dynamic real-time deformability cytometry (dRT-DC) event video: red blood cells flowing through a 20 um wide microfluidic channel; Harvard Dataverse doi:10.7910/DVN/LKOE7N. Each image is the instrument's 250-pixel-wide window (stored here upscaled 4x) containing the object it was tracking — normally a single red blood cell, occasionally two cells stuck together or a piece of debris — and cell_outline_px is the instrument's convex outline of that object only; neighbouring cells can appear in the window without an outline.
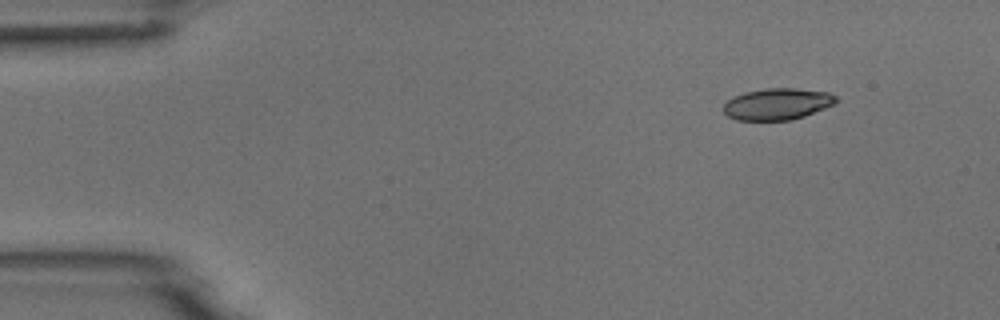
{"species": "common noctule bat (a hibernating species)", "species_latin": "Nyctalus noctula", "temperature_condition": "room temperature", "stored_images_in_passage": 9, "camera_frame_rate_fps": 3000, "um_per_image_px": 0.085, "animal": {"sex": "male", "body_mass_g": 18.8}, "frame": {"image": 1, "passage_image": 2, "time_ms": 1.333, "image_size_px": [1000, 320], "cell_outline_px": [[840, 100], [836, 104], [804, 116], [792, 120], [736, 120], [728, 116], [724, 112], [724, 104], [732, 96], [744, 92], [764, 88], [796, 88], [828, 92], [836, 96]], "centroid_in_image_um": [66.1, 8.83], "position_along_channel_um": 18.9, "area_um2": 20.92}}
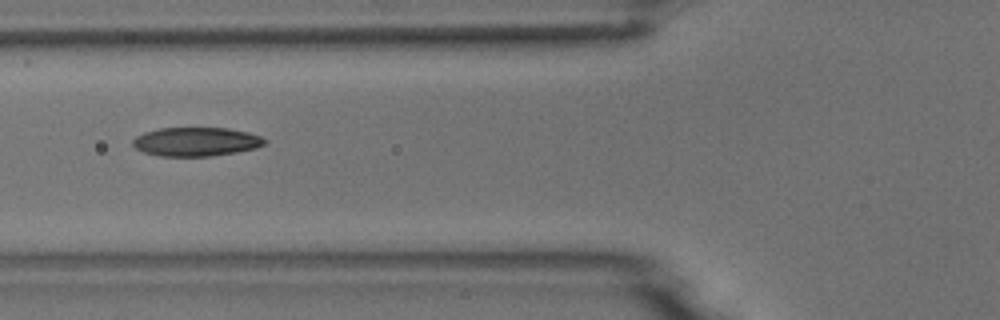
{"frame": {"image": 2, "passage_image": 6, "time_ms": 6.0, "image_size_px": [1000, 320], "cell_outline_px": [[268, 140], [264, 144], [256, 148], [236, 152], [212, 156], [160, 156], [144, 152], [136, 148], [132, 144], [132, 140], [136, 136], [144, 132], [160, 128], [228, 128], [248, 132], [260, 136]], "centroid_in_image_um": [16.67, 12.04], "position_along_channel_um": 109.1, "area_um2": 22.2}}